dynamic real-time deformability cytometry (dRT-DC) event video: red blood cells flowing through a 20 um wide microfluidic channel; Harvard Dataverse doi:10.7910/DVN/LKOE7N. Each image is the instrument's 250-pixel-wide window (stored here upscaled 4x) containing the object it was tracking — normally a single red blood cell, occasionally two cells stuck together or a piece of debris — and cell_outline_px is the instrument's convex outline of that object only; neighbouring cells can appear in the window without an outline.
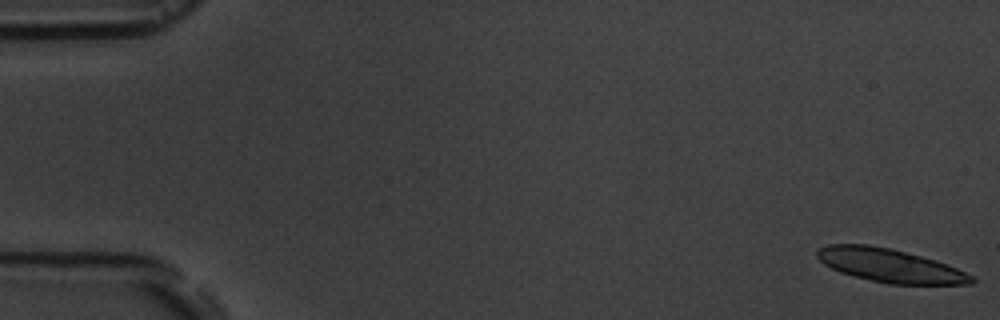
{"species": "common noctule bat (a hibernating species)", "species_latin": "Nyctalus noctula", "temperature_condition": "room temperature", "stored_images_in_passage": 6, "camera_frame_rate_fps": 3000, "um_per_image_px": 0.085, "animal": {"sex": "male", "body_mass_g": 19.5, "forearm_length_mm": 54.6}, "frame": {"image": 1, "passage_image": 1, "time_ms": 0.0, "image_size_px": [1000, 320], "cell_outline_px": [[976, 280], [972, 284], [888, 284], [840, 272], [824, 264], [816, 256], [816, 252], [820, 248], [828, 244], [868, 244], [892, 248], [936, 260], [956, 268], [972, 276]], "centroid_in_image_um": [75.63, 22.56], "position_along_channel_um": 9.4, "area_um2": 29.94}}